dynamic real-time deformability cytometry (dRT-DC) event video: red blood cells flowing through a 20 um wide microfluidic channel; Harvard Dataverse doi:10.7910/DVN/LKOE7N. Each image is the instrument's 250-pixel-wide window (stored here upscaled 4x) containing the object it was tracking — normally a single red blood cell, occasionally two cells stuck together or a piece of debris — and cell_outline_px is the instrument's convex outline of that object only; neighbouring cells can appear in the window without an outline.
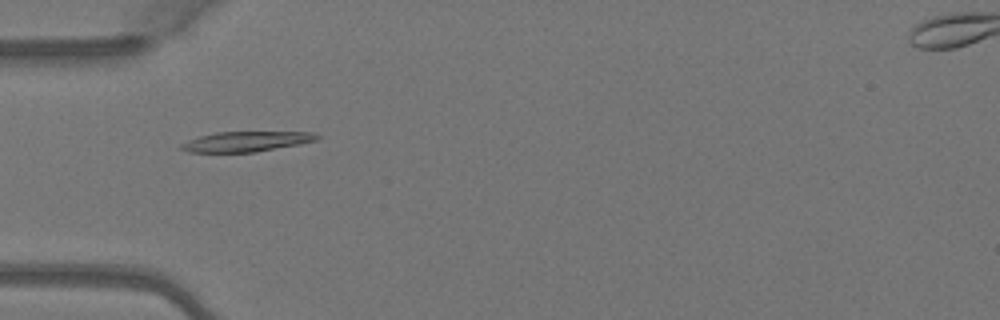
{"species": "Egyptian fruit bat (a non-hibernating species)", "species_latin": "Rousettus aegyptiacus", "temperature_condition": "warm", "stored_images_in_passage": 6, "camera_frame_rate_fps": 3000, "um_per_image_px": 0.085, "animal": {"sex": "female"}, "frame": {"image": 1, "passage_image": 4, "time_ms": 1.0, "image_size_px": [1000, 320], "cell_outline_px": [[320, 136], [316, 140], [300, 144], [256, 152], [188, 152], [180, 148], [180, 144], [188, 140], [200, 136], [216, 132], [316, 132]], "centroid_in_image_um": [20.94, 12.03], "position_along_channel_um": 64.1, "area_um2": 15.9}}
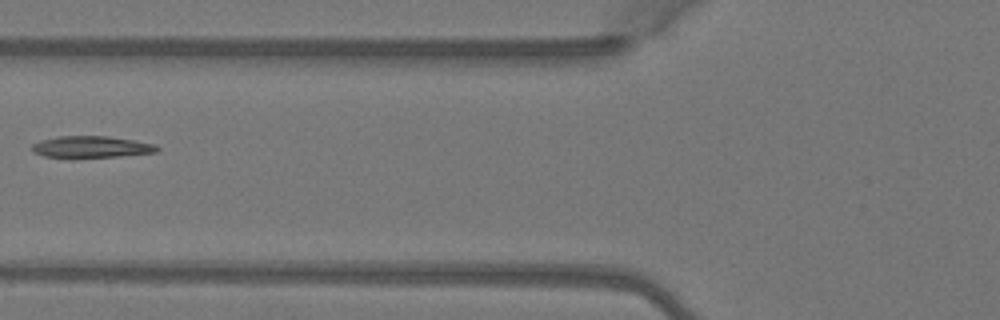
{"frame": {"image": 2, "passage_image": 5, "time_ms": 1.333, "image_size_px": [1000, 320], "cell_outline_px": [[160, 148], [156, 152], [120, 156], [44, 156], [32, 152], [32, 144], [40, 140], [56, 136], [108, 136], [156, 144]], "centroid_in_image_um": [7.76, 12.46], "position_along_channel_um": 118.0, "area_um2": 15.37}}
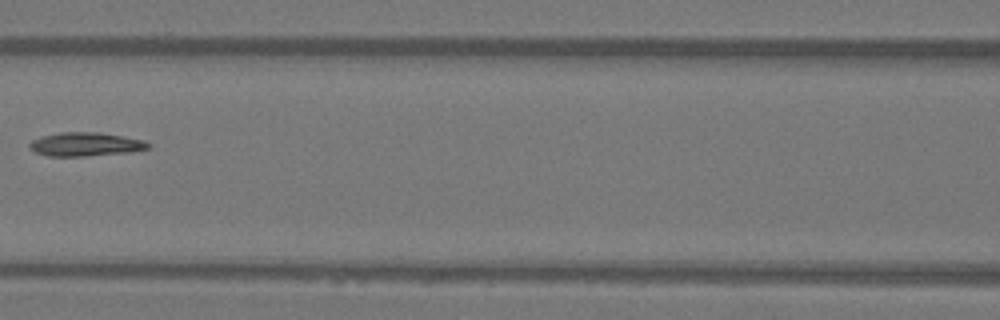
{"frame": {"image": 3, "passage_image": 6, "time_ms": 1.667, "image_size_px": [1000, 320], "cell_outline_px": [[152, 144], [148, 148], [128, 152], [84, 156], [48, 156], [36, 152], [28, 144], [32, 140], [44, 136], [60, 132], [96, 132], [144, 140]], "centroid_in_image_um": [7.27, 12.26], "position_along_channel_um": 159.3, "area_um2": 16.07}}